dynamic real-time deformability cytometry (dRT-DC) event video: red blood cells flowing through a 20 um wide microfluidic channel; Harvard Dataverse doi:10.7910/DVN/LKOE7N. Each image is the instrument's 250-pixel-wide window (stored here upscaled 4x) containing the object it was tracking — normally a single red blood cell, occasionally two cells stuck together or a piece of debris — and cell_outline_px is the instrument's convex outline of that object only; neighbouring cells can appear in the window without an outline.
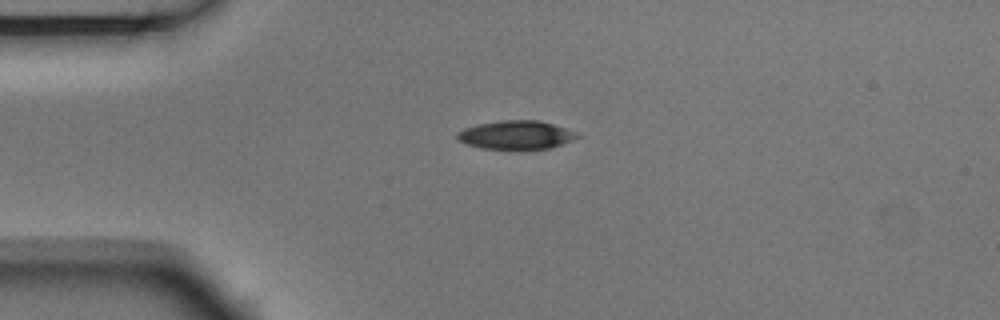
{"species": "Egyptian fruit bat (a non-hibernating species)", "species_latin": "Rousettus aegyptiacus", "temperature_condition": "room temperature", "stored_images_in_passage": 6, "camera_frame_rate_fps": 3000, "um_per_image_px": 0.085, "animal": {"sex": "male"}, "frame": {"image": 1, "passage_image": 1, "time_ms": 0.0, "image_size_px": [1000, 320], "cell_outline_px": [[580, 136], [572, 140], [552, 148], [524, 152], [516, 152], [480, 148], [456, 140], [456, 132], [464, 128], [480, 124], [500, 120], [540, 120], [580, 132]], "centroid_in_image_um": [43.9, 11.52], "position_along_channel_um": 41.1, "area_um2": 21.1}}
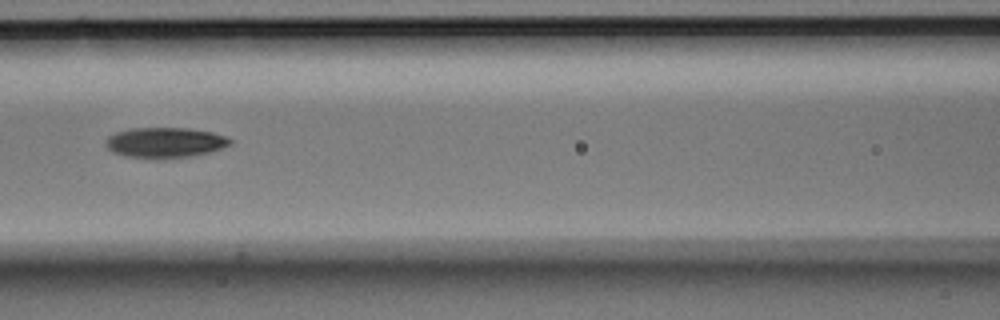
{"frame": {"image": 2, "passage_image": 4, "time_ms": 1.0, "image_size_px": [1000, 320], "cell_outline_px": [[232, 144], [208, 152], [192, 156], [156, 160], [124, 156], [112, 152], [104, 144], [108, 136], [116, 132], [132, 128], [188, 128], [212, 132], [224, 136], [232, 140]], "centroid_in_image_um": [13.98, 12.13], "position_along_channel_um": 152.6, "area_um2": 22.25}}
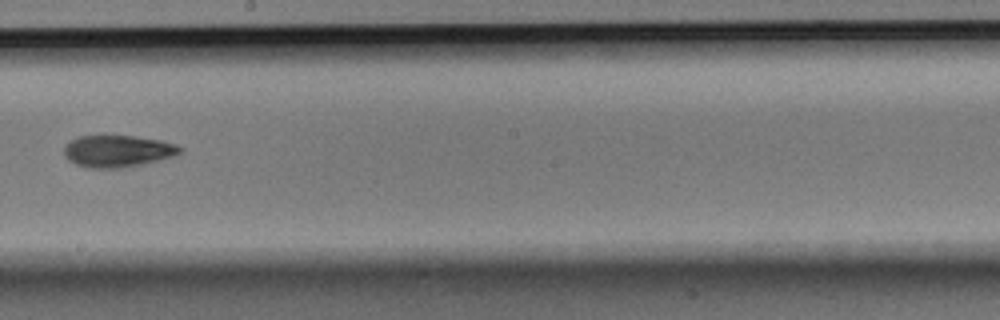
{"frame": {"image": 3, "passage_image": 6, "time_ms": 1.667, "image_size_px": [1000, 320], "cell_outline_px": [[184, 148], [176, 156], [140, 164], [120, 168], [88, 168], [76, 164], [68, 160], [64, 156], [64, 144], [68, 140], [80, 136], [132, 136], [160, 140], [176, 144]], "centroid_in_image_um": [9.97, 12.84], "position_along_channel_um": 238.2, "area_um2": 21.62}}